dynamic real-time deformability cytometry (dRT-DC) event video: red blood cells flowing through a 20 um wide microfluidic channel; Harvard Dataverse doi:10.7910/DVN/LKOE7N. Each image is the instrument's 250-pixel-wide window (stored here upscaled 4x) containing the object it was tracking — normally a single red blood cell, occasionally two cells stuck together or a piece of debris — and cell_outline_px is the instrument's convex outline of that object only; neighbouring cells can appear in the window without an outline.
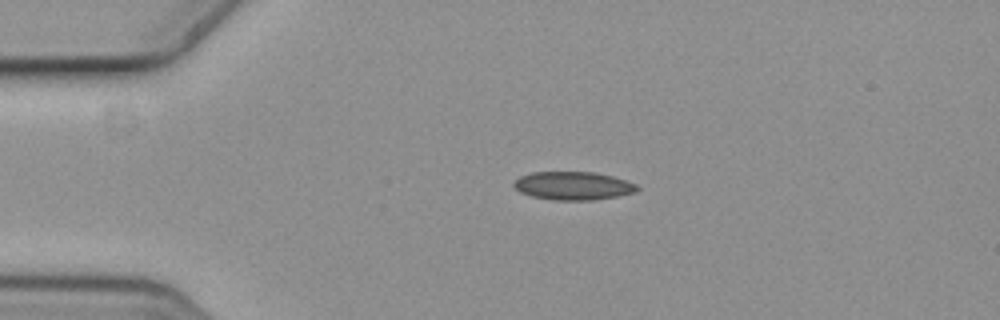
{"species": "common noctule bat (a hibernating species)", "species_latin": "Nyctalus noctula", "temperature_condition": "cold", "stored_images_in_passage": 3, "camera_frame_rate_fps": 3000, "um_per_image_px": 0.085, "animal": {"sex": "female", "body_mass_g": 19.3, "forearm_length_mm": 54.1}, "frame": {"image": 1, "passage_image": 2, "time_ms": 0.333, "image_size_px": [1000, 320], "cell_outline_px": [[640, 188], [636, 192], [616, 196], [592, 200], [552, 200], [532, 196], [520, 192], [512, 184], [520, 176], [532, 172], [596, 172], [612, 176], [636, 184]], "centroid_in_image_um": [48.71, 15.79], "position_along_channel_um": 36.3, "area_um2": 20.23}}